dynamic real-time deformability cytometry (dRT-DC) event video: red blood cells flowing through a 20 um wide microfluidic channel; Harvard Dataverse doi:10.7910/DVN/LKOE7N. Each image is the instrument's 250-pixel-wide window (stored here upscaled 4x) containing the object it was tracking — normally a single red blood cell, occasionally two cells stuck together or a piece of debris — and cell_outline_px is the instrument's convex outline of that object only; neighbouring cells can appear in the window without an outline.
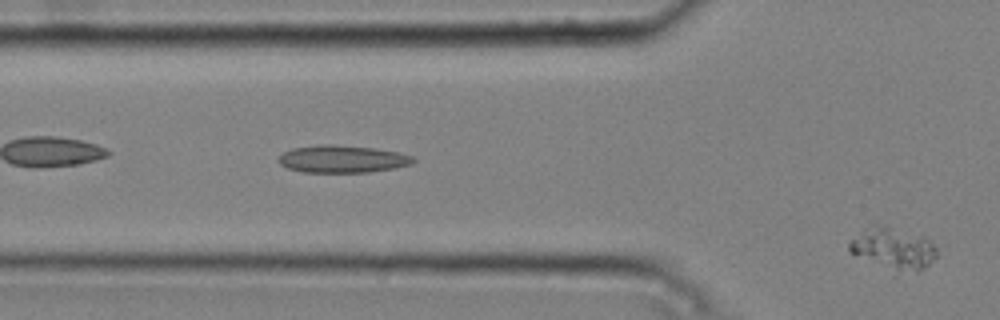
{"species": "common noctule bat (a hibernating species)", "species_latin": "Nyctalus noctula", "temperature_condition": "cold", "stored_images_in_passage": 6, "camera_frame_rate_fps": 3000, "um_per_image_px": 0.085, "animal": {"sex": "male", "body_mass_g": 20.4}, "frame": {"image": 1, "passage_image": 6, "time_ms": 1.667, "image_size_px": [1000, 320], "cell_outline_px": [[936, 256], [924, 268], [896, 268], [848, 252], [848, 244], [864, 228], [876, 224], [928, 240], [936, 248]], "centroid_in_image_um": [75.87, 21.06], "position_along_channel_um": 49.9, "area_um2": 18.96}}